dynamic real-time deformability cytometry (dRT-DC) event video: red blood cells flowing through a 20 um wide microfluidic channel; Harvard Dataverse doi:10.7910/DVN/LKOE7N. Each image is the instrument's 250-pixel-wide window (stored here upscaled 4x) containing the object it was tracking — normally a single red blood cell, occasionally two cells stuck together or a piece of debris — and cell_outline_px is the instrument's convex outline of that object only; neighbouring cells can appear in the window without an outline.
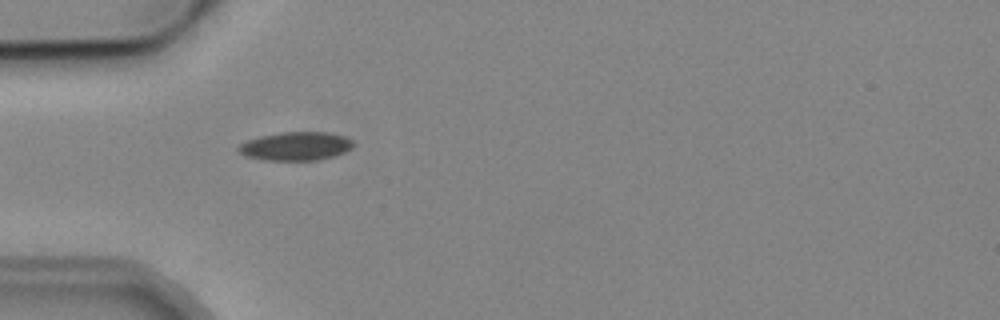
{"species": "common noctule bat (a hibernating species)", "species_latin": "Nyctalus noctula", "temperature_condition": "cold", "stored_images_in_passage": 4, "camera_frame_rate_fps": 3000, "um_per_image_px": 0.085, "animal": {"sex": "male", "body_mass_g": 19.2, "forearm_length_mm": 51.8}, "frame": {"image": 1, "passage_image": 3, "time_ms": 2.333, "image_size_px": [1000, 320], "cell_outline_px": [[356, 144], [352, 148], [344, 152], [332, 156], [316, 160], [264, 160], [244, 156], [236, 148], [240, 144], [248, 140], [260, 136], [280, 132], [328, 132], [344, 136], [352, 140]], "centroid_in_image_um": [25.14, 12.42], "position_along_channel_um": 59.9, "area_um2": 19.13}}